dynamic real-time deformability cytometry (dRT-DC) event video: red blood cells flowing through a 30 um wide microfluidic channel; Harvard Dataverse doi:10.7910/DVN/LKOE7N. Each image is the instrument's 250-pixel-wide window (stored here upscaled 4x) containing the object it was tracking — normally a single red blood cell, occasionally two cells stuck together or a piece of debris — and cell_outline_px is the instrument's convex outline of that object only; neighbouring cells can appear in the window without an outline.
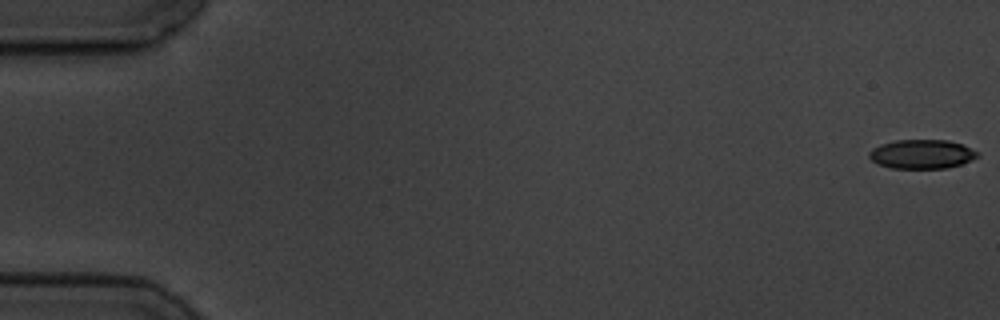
{"species": "common noctule bat (a hibernating species)", "species_latin": "Nyctalus noctula", "temperature_condition": "cold", "stored_images_in_passage": 6, "camera_frame_rate_fps": 3000, "um_per_image_px": 0.085, "animal": {"sex": "male", "body_mass_g": 19.5, "forearm_length_mm": 54.6}, "frame": {"image": 1, "passage_image": 1, "time_ms": 0.0, "image_size_px": [1000, 320], "cell_outline_px": [[980, 156], [960, 164], [948, 168], [892, 168], [876, 164], [868, 156], [868, 152], [872, 148], [880, 144], [896, 140], [948, 140], [960, 144], [980, 152]], "centroid_in_image_um": [78.33, 13.1], "position_along_channel_um": 6.7, "area_um2": 18.44}}
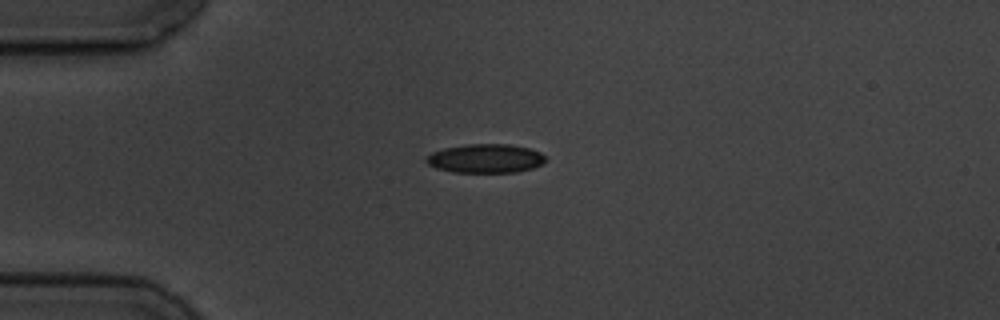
{"frame": {"image": 2, "passage_image": 5, "time_ms": 4.667, "image_size_px": [1000, 320], "cell_outline_px": [[544, 164], [532, 168], [516, 172], [452, 172], [436, 168], [428, 164], [424, 160], [432, 152], [444, 148], [468, 144], [508, 144], [528, 148], [540, 152], [544, 156]], "centroid_in_image_um": [41.26, 13.47], "position_along_channel_um": 43.7, "area_um2": 20.0}}